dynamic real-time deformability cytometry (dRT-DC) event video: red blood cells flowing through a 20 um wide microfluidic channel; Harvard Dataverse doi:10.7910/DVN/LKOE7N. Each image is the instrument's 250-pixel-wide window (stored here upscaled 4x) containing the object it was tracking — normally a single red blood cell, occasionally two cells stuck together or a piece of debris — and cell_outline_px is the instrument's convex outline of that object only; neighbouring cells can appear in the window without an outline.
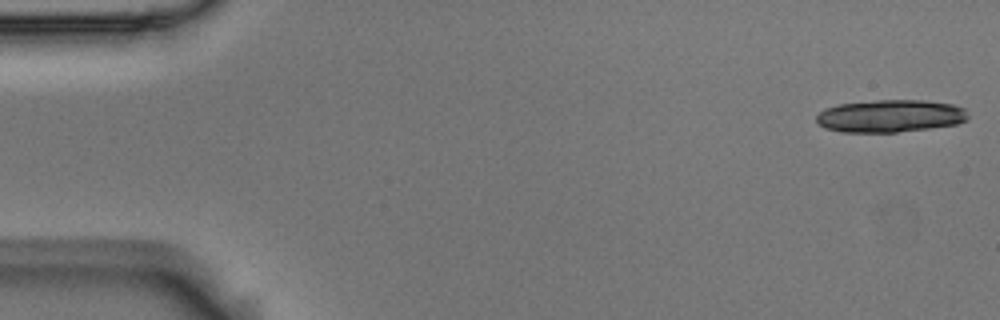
{"species": "Egyptian fruit bat (a non-hibernating species)", "species_latin": "Rousettus aegyptiacus", "temperature_condition": "room temperature", "stored_images_in_passage": 18, "camera_frame_rate_fps": 3000, "um_per_image_px": 0.085, "animal": {"sex": "male"}, "frame": {"image": 1, "passage_image": 1, "time_ms": 0.0, "image_size_px": [1000, 320], "cell_outline_px": [[968, 120], [956, 124], [928, 128], [896, 132], [840, 132], [824, 128], [816, 120], [816, 116], [820, 112], [828, 108], [840, 104], [876, 100], [924, 100], [952, 104], [964, 108], [968, 116]], "centroid_in_image_um": [75.68, 9.86], "position_along_channel_um": 9.3, "area_um2": 28.61}}
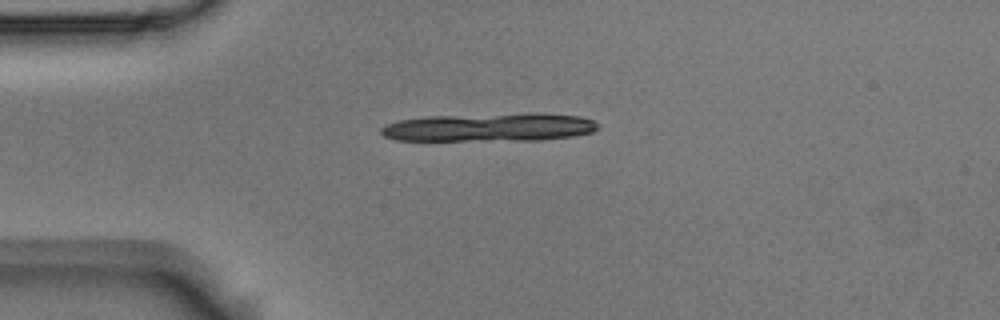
{"frame": {"image": 2, "passage_image": 13, "time_ms": 4.0, "image_size_px": [1000, 320], "cell_outline_px": [[600, 128], [592, 132], [572, 136], [540, 140], [396, 140], [384, 136], [380, 132], [380, 128], [388, 124], [400, 120], [428, 116], [528, 112], [536, 112], [580, 116], [592, 120], [600, 124]], "centroid_in_image_um": [41.67, 10.8], "position_along_channel_um": 43.3, "area_um2": 36.18}}